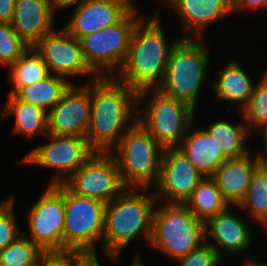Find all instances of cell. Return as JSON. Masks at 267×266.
Returning a JSON list of instances; mask_svg holds the SVG:
<instances>
[{
	"instance_id": "32",
	"label": "cell",
	"mask_w": 267,
	"mask_h": 266,
	"mask_svg": "<svg viewBox=\"0 0 267 266\" xmlns=\"http://www.w3.org/2000/svg\"><path fill=\"white\" fill-rule=\"evenodd\" d=\"M15 202V196L12 193L0 206V250L14 242L23 233L14 211Z\"/></svg>"
},
{
	"instance_id": "44",
	"label": "cell",
	"mask_w": 267,
	"mask_h": 266,
	"mask_svg": "<svg viewBox=\"0 0 267 266\" xmlns=\"http://www.w3.org/2000/svg\"><path fill=\"white\" fill-rule=\"evenodd\" d=\"M5 198H6L5 200H3V199L0 200V206H1L2 204H4V203L7 201L8 198H7V197H5Z\"/></svg>"
},
{
	"instance_id": "12",
	"label": "cell",
	"mask_w": 267,
	"mask_h": 266,
	"mask_svg": "<svg viewBox=\"0 0 267 266\" xmlns=\"http://www.w3.org/2000/svg\"><path fill=\"white\" fill-rule=\"evenodd\" d=\"M72 193L111 202L127 187L111 152L95 151L64 183Z\"/></svg>"
},
{
	"instance_id": "42",
	"label": "cell",
	"mask_w": 267,
	"mask_h": 266,
	"mask_svg": "<svg viewBox=\"0 0 267 266\" xmlns=\"http://www.w3.org/2000/svg\"><path fill=\"white\" fill-rule=\"evenodd\" d=\"M133 7H136L137 5V0H127ZM165 0H158L157 2H161L162 4H164Z\"/></svg>"
},
{
	"instance_id": "14",
	"label": "cell",
	"mask_w": 267,
	"mask_h": 266,
	"mask_svg": "<svg viewBox=\"0 0 267 266\" xmlns=\"http://www.w3.org/2000/svg\"><path fill=\"white\" fill-rule=\"evenodd\" d=\"M90 113L91 81L71 84L60 101L47 112V133L86 138Z\"/></svg>"
},
{
	"instance_id": "36",
	"label": "cell",
	"mask_w": 267,
	"mask_h": 266,
	"mask_svg": "<svg viewBox=\"0 0 267 266\" xmlns=\"http://www.w3.org/2000/svg\"><path fill=\"white\" fill-rule=\"evenodd\" d=\"M98 252H75V266H102Z\"/></svg>"
},
{
	"instance_id": "30",
	"label": "cell",
	"mask_w": 267,
	"mask_h": 266,
	"mask_svg": "<svg viewBox=\"0 0 267 266\" xmlns=\"http://www.w3.org/2000/svg\"><path fill=\"white\" fill-rule=\"evenodd\" d=\"M261 74L247 105L240 111L252 134L267 122V69Z\"/></svg>"
},
{
	"instance_id": "35",
	"label": "cell",
	"mask_w": 267,
	"mask_h": 266,
	"mask_svg": "<svg viewBox=\"0 0 267 266\" xmlns=\"http://www.w3.org/2000/svg\"><path fill=\"white\" fill-rule=\"evenodd\" d=\"M257 9L267 11V0H238L232 7V13L235 15L247 10L255 12Z\"/></svg>"
},
{
	"instance_id": "8",
	"label": "cell",
	"mask_w": 267,
	"mask_h": 266,
	"mask_svg": "<svg viewBox=\"0 0 267 266\" xmlns=\"http://www.w3.org/2000/svg\"><path fill=\"white\" fill-rule=\"evenodd\" d=\"M138 10L133 7L116 24L80 39L84 59L99 77L114 76L122 66L136 24L143 18Z\"/></svg>"
},
{
	"instance_id": "21",
	"label": "cell",
	"mask_w": 267,
	"mask_h": 266,
	"mask_svg": "<svg viewBox=\"0 0 267 266\" xmlns=\"http://www.w3.org/2000/svg\"><path fill=\"white\" fill-rule=\"evenodd\" d=\"M239 62L230 57L227 63H223L226 66L217 69L216 78L209 83L215 99L230 106L234 104L232 107L236 106L237 112L247 105L256 85Z\"/></svg>"
},
{
	"instance_id": "37",
	"label": "cell",
	"mask_w": 267,
	"mask_h": 266,
	"mask_svg": "<svg viewBox=\"0 0 267 266\" xmlns=\"http://www.w3.org/2000/svg\"><path fill=\"white\" fill-rule=\"evenodd\" d=\"M16 0H0V22L11 23L15 12Z\"/></svg>"
},
{
	"instance_id": "10",
	"label": "cell",
	"mask_w": 267,
	"mask_h": 266,
	"mask_svg": "<svg viewBox=\"0 0 267 266\" xmlns=\"http://www.w3.org/2000/svg\"><path fill=\"white\" fill-rule=\"evenodd\" d=\"M47 143L37 145L21 158V163L35 165L55 173L48 185L63 184L94 153L87 138L47 134Z\"/></svg>"
},
{
	"instance_id": "22",
	"label": "cell",
	"mask_w": 267,
	"mask_h": 266,
	"mask_svg": "<svg viewBox=\"0 0 267 266\" xmlns=\"http://www.w3.org/2000/svg\"><path fill=\"white\" fill-rule=\"evenodd\" d=\"M194 124L195 121L178 147L204 177H211L227 158L215 140L202 127L199 129Z\"/></svg>"
},
{
	"instance_id": "16",
	"label": "cell",
	"mask_w": 267,
	"mask_h": 266,
	"mask_svg": "<svg viewBox=\"0 0 267 266\" xmlns=\"http://www.w3.org/2000/svg\"><path fill=\"white\" fill-rule=\"evenodd\" d=\"M237 209L238 206H229L204 223L205 242L211 245L222 259H225V252L232 256H243V253L253 247L254 236L248 224L250 221L247 222L241 213L239 215Z\"/></svg>"
},
{
	"instance_id": "29",
	"label": "cell",
	"mask_w": 267,
	"mask_h": 266,
	"mask_svg": "<svg viewBox=\"0 0 267 266\" xmlns=\"http://www.w3.org/2000/svg\"><path fill=\"white\" fill-rule=\"evenodd\" d=\"M46 252L23 233L0 250V266H38Z\"/></svg>"
},
{
	"instance_id": "19",
	"label": "cell",
	"mask_w": 267,
	"mask_h": 266,
	"mask_svg": "<svg viewBox=\"0 0 267 266\" xmlns=\"http://www.w3.org/2000/svg\"><path fill=\"white\" fill-rule=\"evenodd\" d=\"M54 0H16L11 25L31 47L56 27Z\"/></svg>"
},
{
	"instance_id": "28",
	"label": "cell",
	"mask_w": 267,
	"mask_h": 266,
	"mask_svg": "<svg viewBox=\"0 0 267 266\" xmlns=\"http://www.w3.org/2000/svg\"><path fill=\"white\" fill-rule=\"evenodd\" d=\"M238 210V213L244 211V215L255 221L260 228L267 229V164H261L256 169Z\"/></svg>"
},
{
	"instance_id": "26",
	"label": "cell",
	"mask_w": 267,
	"mask_h": 266,
	"mask_svg": "<svg viewBox=\"0 0 267 266\" xmlns=\"http://www.w3.org/2000/svg\"><path fill=\"white\" fill-rule=\"evenodd\" d=\"M184 205L204 223L230 206L212 177H203Z\"/></svg>"
},
{
	"instance_id": "2",
	"label": "cell",
	"mask_w": 267,
	"mask_h": 266,
	"mask_svg": "<svg viewBox=\"0 0 267 266\" xmlns=\"http://www.w3.org/2000/svg\"><path fill=\"white\" fill-rule=\"evenodd\" d=\"M139 92L113 76L91 81L87 141L95 151L110 152L138 121Z\"/></svg>"
},
{
	"instance_id": "15",
	"label": "cell",
	"mask_w": 267,
	"mask_h": 266,
	"mask_svg": "<svg viewBox=\"0 0 267 266\" xmlns=\"http://www.w3.org/2000/svg\"><path fill=\"white\" fill-rule=\"evenodd\" d=\"M203 177L179 147H168L164 148L160 176L152 189L159 202L184 204Z\"/></svg>"
},
{
	"instance_id": "41",
	"label": "cell",
	"mask_w": 267,
	"mask_h": 266,
	"mask_svg": "<svg viewBox=\"0 0 267 266\" xmlns=\"http://www.w3.org/2000/svg\"><path fill=\"white\" fill-rule=\"evenodd\" d=\"M242 266H267V262L265 261H259L258 260L256 261L253 260V259H250L249 256H247L246 259H244V263L242 264Z\"/></svg>"
},
{
	"instance_id": "39",
	"label": "cell",
	"mask_w": 267,
	"mask_h": 266,
	"mask_svg": "<svg viewBox=\"0 0 267 266\" xmlns=\"http://www.w3.org/2000/svg\"><path fill=\"white\" fill-rule=\"evenodd\" d=\"M88 0H54V4H55V8L57 10V12L59 10H63V9H67L69 7H73L78 5V4H81V3H84Z\"/></svg>"
},
{
	"instance_id": "3",
	"label": "cell",
	"mask_w": 267,
	"mask_h": 266,
	"mask_svg": "<svg viewBox=\"0 0 267 266\" xmlns=\"http://www.w3.org/2000/svg\"><path fill=\"white\" fill-rule=\"evenodd\" d=\"M156 204L152 188H126L107 203L102 238L105 259L117 263L123 250L141 236L149 244Z\"/></svg>"
},
{
	"instance_id": "24",
	"label": "cell",
	"mask_w": 267,
	"mask_h": 266,
	"mask_svg": "<svg viewBox=\"0 0 267 266\" xmlns=\"http://www.w3.org/2000/svg\"><path fill=\"white\" fill-rule=\"evenodd\" d=\"M6 100L4 108L0 111V118L14 117L12 133L26 138L36 135L45 137L48 134L46 111L31 103L19 101L14 95H7Z\"/></svg>"
},
{
	"instance_id": "31",
	"label": "cell",
	"mask_w": 267,
	"mask_h": 266,
	"mask_svg": "<svg viewBox=\"0 0 267 266\" xmlns=\"http://www.w3.org/2000/svg\"><path fill=\"white\" fill-rule=\"evenodd\" d=\"M30 46L15 32L11 23L0 22V65H12Z\"/></svg>"
},
{
	"instance_id": "17",
	"label": "cell",
	"mask_w": 267,
	"mask_h": 266,
	"mask_svg": "<svg viewBox=\"0 0 267 266\" xmlns=\"http://www.w3.org/2000/svg\"><path fill=\"white\" fill-rule=\"evenodd\" d=\"M164 5L181 23L182 38L204 39L209 26L233 16L226 0H165Z\"/></svg>"
},
{
	"instance_id": "13",
	"label": "cell",
	"mask_w": 267,
	"mask_h": 266,
	"mask_svg": "<svg viewBox=\"0 0 267 266\" xmlns=\"http://www.w3.org/2000/svg\"><path fill=\"white\" fill-rule=\"evenodd\" d=\"M33 47L48 65L51 74L66 78L71 84H75L73 80L76 77L92 76L89 82L99 77L86 63L80 40L64 27L55 28Z\"/></svg>"
},
{
	"instance_id": "27",
	"label": "cell",
	"mask_w": 267,
	"mask_h": 266,
	"mask_svg": "<svg viewBox=\"0 0 267 266\" xmlns=\"http://www.w3.org/2000/svg\"><path fill=\"white\" fill-rule=\"evenodd\" d=\"M8 69L7 77L12 88L6 95H14L20 88L38 82L51 74L48 65L33 46L29 47Z\"/></svg>"
},
{
	"instance_id": "33",
	"label": "cell",
	"mask_w": 267,
	"mask_h": 266,
	"mask_svg": "<svg viewBox=\"0 0 267 266\" xmlns=\"http://www.w3.org/2000/svg\"><path fill=\"white\" fill-rule=\"evenodd\" d=\"M173 261L177 262V266H222L223 259L205 242L188 255Z\"/></svg>"
},
{
	"instance_id": "34",
	"label": "cell",
	"mask_w": 267,
	"mask_h": 266,
	"mask_svg": "<svg viewBox=\"0 0 267 266\" xmlns=\"http://www.w3.org/2000/svg\"><path fill=\"white\" fill-rule=\"evenodd\" d=\"M38 266H75V252L45 253Z\"/></svg>"
},
{
	"instance_id": "43",
	"label": "cell",
	"mask_w": 267,
	"mask_h": 266,
	"mask_svg": "<svg viewBox=\"0 0 267 266\" xmlns=\"http://www.w3.org/2000/svg\"><path fill=\"white\" fill-rule=\"evenodd\" d=\"M226 1L230 4L231 7H233L238 2V0H226Z\"/></svg>"
},
{
	"instance_id": "9",
	"label": "cell",
	"mask_w": 267,
	"mask_h": 266,
	"mask_svg": "<svg viewBox=\"0 0 267 266\" xmlns=\"http://www.w3.org/2000/svg\"><path fill=\"white\" fill-rule=\"evenodd\" d=\"M106 205L65 186L64 252H97L96 243L102 249Z\"/></svg>"
},
{
	"instance_id": "20",
	"label": "cell",
	"mask_w": 267,
	"mask_h": 266,
	"mask_svg": "<svg viewBox=\"0 0 267 266\" xmlns=\"http://www.w3.org/2000/svg\"><path fill=\"white\" fill-rule=\"evenodd\" d=\"M262 163L251 151L237 159H226L211 176L230 206H238L245 198L256 169Z\"/></svg>"
},
{
	"instance_id": "7",
	"label": "cell",
	"mask_w": 267,
	"mask_h": 266,
	"mask_svg": "<svg viewBox=\"0 0 267 266\" xmlns=\"http://www.w3.org/2000/svg\"><path fill=\"white\" fill-rule=\"evenodd\" d=\"M164 148L137 121L110 151L127 188H153L159 179Z\"/></svg>"
},
{
	"instance_id": "1",
	"label": "cell",
	"mask_w": 267,
	"mask_h": 266,
	"mask_svg": "<svg viewBox=\"0 0 267 266\" xmlns=\"http://www.w3.org/2000/svg\"><path fill=\"white\" fill-rule=\"evenodd\" d=\"M159 10L157 8L150 18L143 16L136 24L126 58L113 76L137 92L158 88L171 50L182 38L180 35L172 39L168 37Z\"/></svg>"
},
{
	"instance_id": "25",
	"label": "cell",
	"mask_w": 267,
	"mask_h": 266,
	"mask_svg": "<svg viewBox=\"0 0 267 266\" xmlns=\"http://www.w3.org/2000/svg\"><path fill=\"white\" fill-rule=\"evenodd\" d=\"M71 83L64 77L50 74L48 77L20 88L14 96L49 112L62 98Z\"/></svg>"
},
{
	"instance_id": "6",
	"label": "cell",
	"mask_w": 267,
	"mask_h": 266,
	"mask_svg": "<svg viewBox=\"0 0 267 266\" xmlns=\"http://www.w3.org/2000/svg\"><path fill=\"white\" fill-rule=\"evenodd\" d=\"M197 114L188 103L158 89L139 92L138 121L163 148L178 147Z\"/></svg>"
},
{
	"instance_id": "40",
	"label": "cell",
	"mask_w": 267,
	"mask_h": 266,
	"mask_svg": "<svg viewBox=\"0 0 267 266\" xmlns=\"http://www.w3.org/2000/svg\"><path fill=\"white\" fill-rule=\"evenodd\" d=\"M141 252L138 250V247L136 249V251H134V256H132V261L131 264L129 266H146L143 258H142V254H140Z\"/></svg>"
},
{
	"instance_id": "38",
	"label": "cell",
	"mask_w": 267,
	"mask_h": 266,
	"mask_svg": "<svg viewBox=\"0 0 267 266\" xmlns=\"http://www.w3.org/2000/svg\"><path fill=\"white\" fill-rule=\"evenodd\" d=\"M258 132V135H262L263 134V152L262 150H260V152L258 151H255L257 154H255L258 159L260 160V162L262 164H267V122L262 124L260 127H258L256 130H255V133ZM261 133V134H259ZM264 153V154H263Z\"/></svg>"
},
{
	"instance_id": "23",
	"label": "cell",
	"mask_w": 267,
	"mask_h": 266,
	"mask_svg": "<svg viewBox=\"0 0 267 266\" xmlns=\"http://www.w3.org/2000/svg\"><path fill=\"white\" fill-rule=\"evenodd\" d=\"M238 113L242 121L236 123L228 118L220 119L219 116L217 120L209 121L210 124L203 128L215 140L227 159L241 158L251 152L246 141L250 140L248 138L252 136V133L244 122L241 112L238 111Z\"/></svg>"
},
{
	"instance_id": "18",
	"label": "cell",
	"mask_w": 267,
	"mask_h": 266,
	"mask_svg": "<svg viewBox=\"0 0 267 266\" xmlns=\"http://www.w3.org/2000/svg\"><path fill=\"white\" fill-rule=\"evenodd\" d=\"M75 7L63 27L77 39L119 22L133 6L127 0H88Z\"/></svg>"
},
{
	"instance_id": "5",
	"label": "cell",
	"mask_w": 267,
	"mask_h": 266,
	"mask_svg": "<svg viewBox=\"0 0 267 266\" xmlns=\"http://www.w3.org/2000/svg\"><path fill=\"white\" fill-rule=\"evenodd\" d=\"M205 243L204 222L184 204L157 201L147 245L171 260L188 255Z\"/></svg>"
},
{
	"instance_id": "4",
	"label": "cell",
	"mask_w": 267,
	"mask_h": 266,
	"mask_svg": "<svg viewBox=\"0 0 267 266\" xmlns=\"http://www.w3.org/2000/svg\"><path fill=\"white\" fill-rule=\"evenodd\" d=\"M205 39L181 38L172 48L167 69L158 90L188 103L196 111L207 81L211 54Z\"/></svg>"
},
{
	"instance_id": "11",
	"label": "cell",
	"mask_w": 267,
	"mask_h": 266,
	"mask_svg": "<svg viewBox=\"0 0 267 266\" xmlns=\"http://www.w3.org/2000/svg\"><path fill=\"white\" fill-rule=\"evenodd\" d=\"M25 214L28 233L23 234L46 253L64 252L65 185H48Z\"/></svg>"
}]
</instances>
